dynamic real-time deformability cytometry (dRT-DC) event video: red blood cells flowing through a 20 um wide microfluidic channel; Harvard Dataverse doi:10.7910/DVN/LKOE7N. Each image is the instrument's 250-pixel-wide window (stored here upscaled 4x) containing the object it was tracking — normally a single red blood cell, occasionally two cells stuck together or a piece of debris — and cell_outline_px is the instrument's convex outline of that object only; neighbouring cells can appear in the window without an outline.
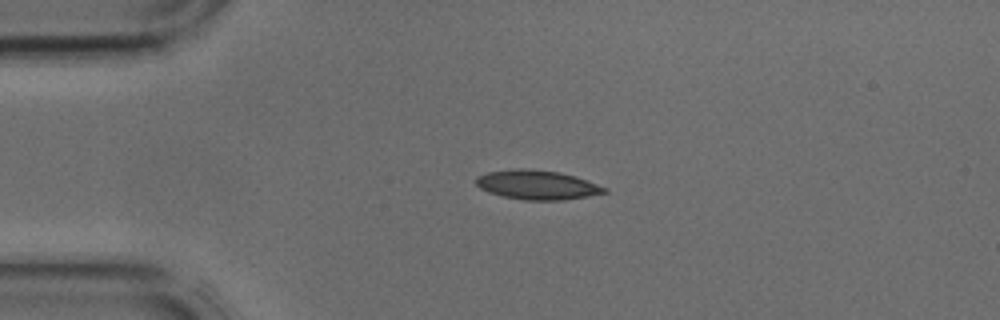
{"species": "common noctule bat (a hibernating species)", "species_latin": "Nyctalus noctula", "temperature_condition": "cold", "stored_images_in_passage": 32, "camera_frame_rate_fps": 3000, "um_per_image_px": 0.085, "animal": {"sex": "male", "body_mass_g": 17.9, "forearm_length_mm": 54.2}, "frame": {"image": 1, "passage_image": 1, "time_ms": 0.0, "image_size_px": [1000, 320], "cell_outline_px": [[608, 192], [588, 196], [564, 200], [524, 200], [504, 196], [488, 192], [480, 188], [476, 184], [476, 176], [488, 172], [520, 168], [560, 172], [576, 176], [608, 188]], "centroid_in_image_um": [45.68, 15.71], "position_along_channel_um": 39.3, "area_um2": 21.85}}
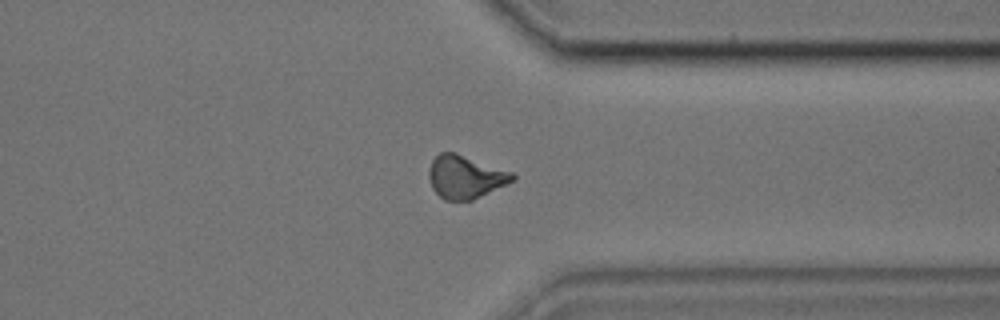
{"frame": {"image": 2, "passage_image": 24, "time_ms": 7.667, "image_size_px": [1000, 320], "cell_outline_px": [[516, 180], [472, 200], [444, 200], [432, 188], [428, 176], [428, 172], [432, 160], [440, 152], [456, 152], [512, 172], [516, 176]], "centroid_in_image_um": [39.55, 15.03], "position_along_channel_um": 371.8, "area_um2": 20.98}}
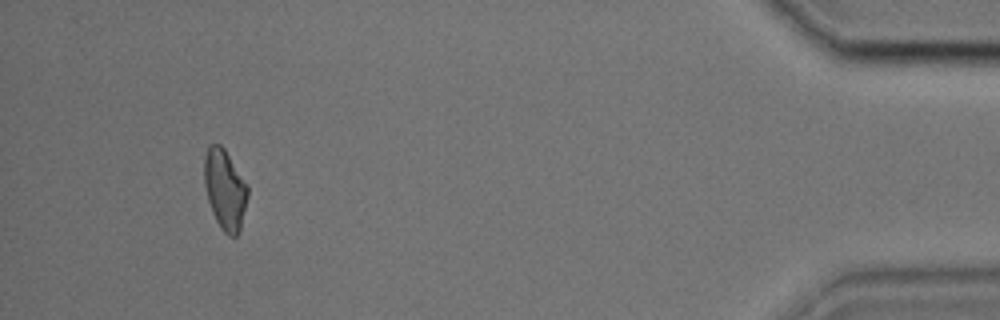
{"frame": {"image": 3, "passage_image": 31, "time_ms": 10.0, "image_size_px": [1000, 320], "cell_outline_px": [[248, 196], [240, 232], [236, 236], [228, 236], [220, 228], [212, 212], [208, 200], [204, 184], [204, 156], [208, 144], [220, 144], [224, 148], [248, 184]], "centroid_in_image_um": [19.12, 16.1], "position_along_channel_um": 416.1, "area_um2": 20.58}}